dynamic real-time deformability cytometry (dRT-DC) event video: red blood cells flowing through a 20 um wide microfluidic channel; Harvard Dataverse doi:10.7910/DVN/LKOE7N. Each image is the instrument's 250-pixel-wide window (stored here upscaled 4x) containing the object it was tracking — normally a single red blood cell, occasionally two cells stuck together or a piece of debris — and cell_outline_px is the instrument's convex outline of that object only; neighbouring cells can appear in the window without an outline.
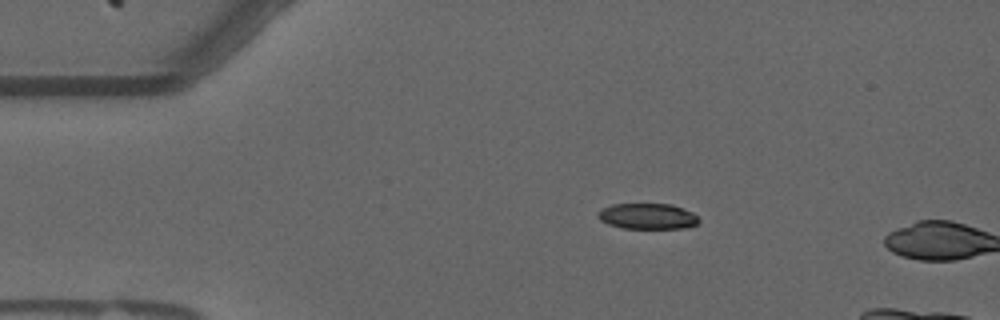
{"species": "common noctule bat (a hibernating species)", "species_latin": "Nyctalus noctula", "temperature_condition": "warm", "stored_images_in_passage": 11, "camera_frame_rate_fps": 3000, "um_per_image_px": 0.085, "animal": {"sex": "male", "forearm_length_mm": 52.5}, "frame": {"image": 1, "passage_image": 10, "time_ms": 3.0, "image_size_px": [1000, 320], "cell_outline_px": [[700, 220], [696, 224], [688, 228], [624, 228], [608, 224], [600, 220], [596, 216], [604, 208], [612, 204], [672, 204], [692, 212]], "centroid_in_image_um": [55.06, 18.38], "position_along_channel_um": 29.9, "area_um2": 15.03}}